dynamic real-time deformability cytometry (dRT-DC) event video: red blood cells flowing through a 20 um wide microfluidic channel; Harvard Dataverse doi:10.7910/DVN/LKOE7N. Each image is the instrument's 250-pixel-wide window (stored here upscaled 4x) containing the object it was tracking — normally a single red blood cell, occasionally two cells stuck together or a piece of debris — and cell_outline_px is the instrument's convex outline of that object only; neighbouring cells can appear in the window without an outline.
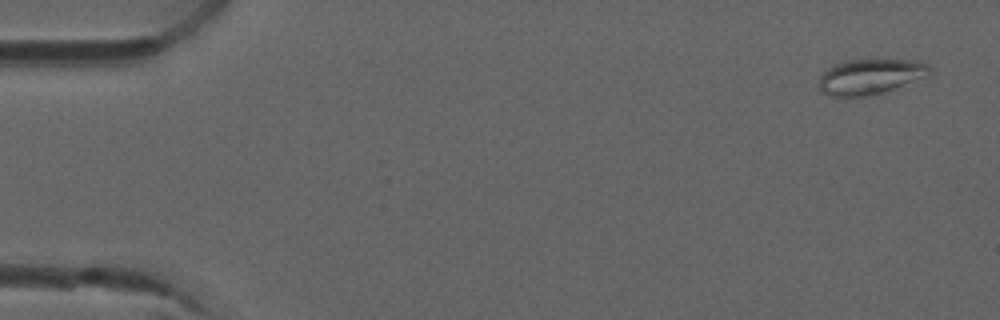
{"species": "common noctule bat (a hibernating species)", "species_latin": "Nyctalus noctula", "temperature_condition": "room temperature", "stored_images_in_passage": 10, "camera_frame_rate_fps": 3000, "um_per_image_px": 0.085, "animal": {"sex": "male", "forearm_length_mm": 52.5}, "frame": {"image": 1, "passage_image": 1, "time_ms": 0.0, "image_size_px": [1000, 320], "cell_outline_px": [[932, 68], [928, 76], [884, 92], [864, 96], [828, 96], [820, 92], [820, 76], [832, 64], [848, 60], [920, 60], [928, 64]], "centroid_in_image_um": [73.99, 6.5], "position_along_channel_um": 11.0, "area_um2": 22.83}}
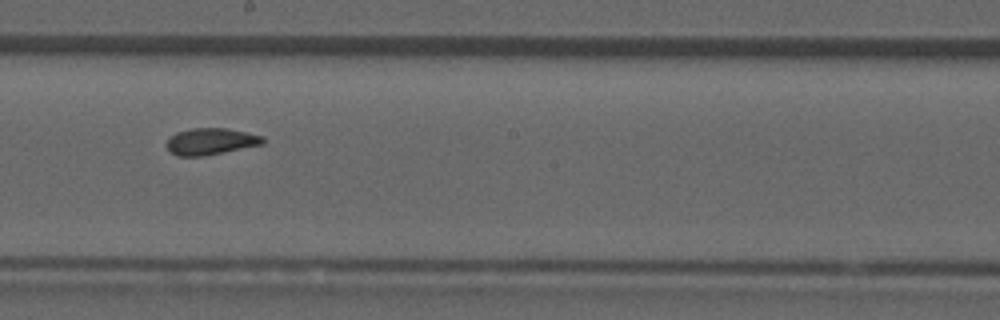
{"frame": {"image": 2, "passage_image": 9, "time_ms": 2.667, "image_size_px": [1000, 320], "cell_outline_px": [[264, 144], [204, 156], [176, 156], [164, 144], [176, 132], [192, 128], [228, 128], [264, 136]], "centroid_in_image_um": [17.92, 12.02], "position_along_channel_um": 230.3, "area_um2": 14.97}}
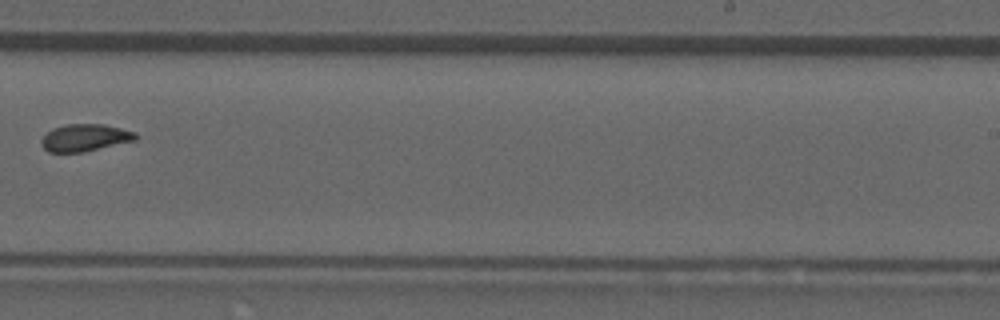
{"frame": {"image": 3, "passage_image": 10, "time_ms": 3.0, "image_size_px": [1000, 320], "cell_outline_px": [[136, 140], [84, 152], [48, 152], [40, 144], [40, 140], [52, 128], [64, 124], [104, 124], [136, 132]], "centroid_in_image_um": [7.2, 11.7], "position_along_channel_um": 281.8, "area_um2": 14.97}}